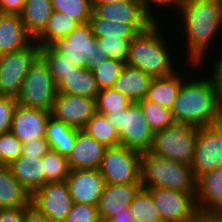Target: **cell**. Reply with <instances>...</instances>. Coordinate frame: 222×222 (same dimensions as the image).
I'll return each instance as SVG.
<instances>
[{"instance_id": "6da1fadb", "label": "cell", "mask_w": 222, "mask_h": 222, "mask_svg": "<svg viewBox=\"0 0 222 222\" xmlns=\"http://www.w3.org/2000/svg\"><path fill=\"white\" fill-rule=\"evenodd\" d=\"M179 14L184 22L188 62L201 66L222 27V0H188Z\"/></svg>"}, {"instance_id": "7a4b0ae2", "label": "cell", "mask_w": 222, "mask_h": 222, "mask_svg": "<svg viewBox=\"0 0 222 222\" xmlns=\"http://www.w3.org/2000/svg\"><path fill=\"white\" fill-rule=\"evenodd\" d=\"M210 78L183 82L171 108L176 123L197 127L217 122L219 108V86L212 71Z\"/></svg>"}, {"instance_id": "3957f363", "label": "cell", "mask_w": 222, "mask_h": 222, "mask_svg": "<svg viewBox=\"0 0 222 222\" xmlns=\"http://www.w3.org/2000/svg\"><path fill=\"white\" fill-rule=\"evenodd\" d=\"M158 22L151 24L145 31L137 33L129 43L127 65L138 68L153 78L167 77L174 74L169 45ZM170 51V52H169Z\"/></svg>"}, {"instance_id": "277c9868", "label": "cell", "mask_w": 222, "mask_h": 222, "mask_svg": "<svg viewBox=\"0 0 222 222\" xmlns=\"http://www.w3.org/2000/svg\"><path fill=\"white\" fill-rule=\"evenodd\" d=\"M143 188H165L196 195V178L191 165L168 160L151 152L141 153Z\"/></svg>"}, {"instance_id": "5b68a950", "label": "cell", "mask_w": 222, "mask_h": 222, "mask_svg": "<svg viewBox=\"0 0 222 222\" xmlns=\"http://www.w3.org/2000/svg\"><path fill=\"white\" fill-rule=\"evenodd\" d=\"M198 129L199 127L194 125L175 123L157 131L149 152L168 160L192 165Z\"/></svg>"}, {"instance_id": "8992f818", "label": "cell", "mask_w": 222, "mask_h": 222, "mask_svg": "<svg viewBox=\"0 0 222 222\" xmlns=\"http://www.w3.org/2000/svg\"><path fill=\"white\" fill-rule=\"evenodd\" d=\"M48 46L79 68L93 70L98 63L108 59L97 50V38L89 22L80 24L68 36L58 38Z\"/></svg>"}, {"instance_id": "52a82bcc", "label": "cell", "mask_w": 222, "mask_h": 222, "mask_svg": "<svg viewBox=\"0 0 222 222\" xmlns=\"http://www.w3.org/2000/svg\"><path fill=\"white\" fill-rule=\"evenodd\" d=\"M106 117L118 131L122 146L140 153L150 151L154 132L150 129L138 102H132L126 109L113 111Z\"/></svg>"}, {"instance_id": "ba28073f", "label": "cell", "mask_w": 222, "mask_h": 222, "mask_svg": "<svg viewBox=\"0 0 222 222\" xmlns=\"http://www.w3.org/2000/svg\"><path fill=\"white\" fill-rule=\"evenodd\" d=\"M57 93L49 67L39 57L25 76L16 101L23 107L51 112Z\"/></svg>"}, {"instance_id": "9c48e42d", "label": "cell", "mask_w": 222, "mask_h": 222, "mask_svg": "<svg viewBox=\"0 0 222 222\" xmlns=\"http://www.w3.org/2000/svg\"><path fill=\"white\" fill-rule=\"evenodd\" d=\"M98 170L106 184L141 183V153L122 145L106 148Z\"/></svg>"}, {"instance_id": "30bf717a", "label": "cell", "mask_w": 222, "mask_h": 222, "mask_svg": "<svg viewBox=\"0 0 222 222\" xmlns=\"http://www.w3.org/2000/svg\"><path fill=\"white\" fill-rule=\"evenodd\" d=\"M39 44L0 56V96L17 98L30 67L40 57Z\"/></svg>"}, {"instance_id": "8fae6325", "label": "cell", "mask_w": 222, "mask_h": 222, "mask_svg": "<svg viewBox=\"0 0 222 222\" xmlns=\"http://www.w3.org/2000/svg\"><path fill=\"white\" fill-rule=\"evenodd\" d=\"M162 221L193 222L199 214L196 195L165 188H146Z\"/></svg>"}, {"instance_id": "7c38bea8", "label": "cell", "mask_w": 222, "mask_h": 222, "mask_svg": "<svg viewBox=\"0 0 222 222\" xmlns=\"http://www.w3.org/2000/svg\"><path fill=\"white\" fill-rule=\"evenodd\" d=\"M222 167V130L216 125L199 127L194 160L191 165L196 180Z\"/></svg>"}, {"instance_id": "4fadbf2b", "label": "cell", "mask_w": 222, "mask_h": 222, "mask_svg": "<svg viewBox=\"0 0 222 222\" xmlns=\"http://www.w3.org/2000/svg\"><path fill=\"white\" fill-rule=\"evenodd\" d=\"M73 204L65 181L46 183L31 195V205L45 214L51 222H62Z\"/></svg>"}, {"instance_id": "5bb4252c", "label": "cell", "mask_w": 222, "mask_h": 222, "mask_svg": "<svg viewBox=\"0 0 222 222\" xmlns=\"http://www.w3.org/2000/svg\"><path fill=\"white\" fill-rule=\"evenodd\" d=\"M97 113L96 99L57 93L51 116L78 130Z\"/></svg>"}, {"instance_id": "9a60e30c", "label": "cell", "mask_w": 222, "mask_h": 222, "mask_svg": "<svg viewBox=\"0 0 222 222\" xmlns=\"http://www.w3.org/2000/svg\"><path fill=\"white\" fill-rule=\"evenodd\" d=\"M74 203L98 206L106 182L98 169L71 170L65 180Z\"/></svg>"}, {"instance_id": "2e32d148", "label": "cell", "mask_w": 222, "mask_h": 222, "mask_svg": "<svg viewBox=\"0 0 222 222\" xmlns=\"http://www.w3.org/2000/svg\"><path fill=\"white\" fill-rule=\"evenodd\" d=\"M98 18L131 25L138 33L145 31L154 22L143 11L139 0L130 2L93 4L92 11Z\"/></svg>"}, {"instance_id": "e0dca14e", "label": "cell", "mask_w": 222, "mask_h": 222, "mask_svg": "<svg viewBox=\"0 0 222 222\" xmlns=\"http://www.w3.org/2000/svg\"><path fill=\"white\" fill-rule=\"evenodd\" d=\"M51 116L50 112L16 106L13 117L11 132L24 144L32 140L46 137V123Z\"/></svg>"}, {"instance_id": "ac0fdd59", "label": "cell", "mask_w": 222, "mask_h": 222, "mask_svg": "<svg viewBox=\"0 0 222 222\" xmlns=\"http://www.w3.org/2000/svg\"><path fill=\"white\" fill-rule=\"evenodd\" d=\"M141 188V183L106 184L97 206L99 216L110 219L125 212Z\"/></svg>"}, {"instance_id": "d6986e66", "label": "cell", "mask_w": 222, "mask_h": 222, "mask_svg": "<svg viewBox=\"0 0 222 222\" xmlns=\"http://www.w3.org/2000/svg\"><path fill=\"white\" fill-rule=\"evenodd\" d=\"M106 147L84 130L76 132L75 145L67 157L71 170L99 169Z\"/></svg>"}, {"instance_id": "ffe728a7", "label": "cell", "mask_w": 222, "mask_h": 222, "mask_svg": "<svg viewBox=\"0 0 222 222\" xmlns=\"http://www.w3.org/2000/svg\"><path fill=\"white\" fill-rule=\"evenodd\" d=\"M196 205L199 213L222 212V167L197 179Z\"/></svg>"}, {"instance_id": "44dd1931", "label": "cell", "mask_w": 222, "mask_h": 222, "mask_svg": "<svg viewBox=\"0 0 222 222\" xmlns=\"http://www.w3.org/2000/svg\"><path fill=\"white\" fill-rule=\"evenodd\" d=\"M34 39L28 34L20 15H0V56L28 47Z\"/></svg>"}, {"instance_id": "7402d4cb", "label": "cell", "mask_w": 222, "mask_h": 222, "mask_svg": "<svg viewBox=\"0 0 222 222\" xmlns=\"http://www.w3.org/2000/svg\"><path fill=\"white\" fill-rule=\"evenodd\" d=\"M10 168L14 178L32 195L45 185L42 157H24L12 161Z\"/></svg>"}, {"instance_id": "603a6c76", "label": "cell", "mask_w": 222, "mask_h": 222, "mask_svg": "<svg viewBox=\"0 0 222 222\" xmlns=\"http://www.w3.org/2000/svg\"><path fill=\"white\" fill-rule=\"evenodd\" d=\"M154 78L138 68L125 65L113 88L120 91L132 102L144 100Z\"/></svg>"}, {"instance_id": "cb8c5ba5", "label": "cell", "mask_w": 222, "mask_h": 222, "mask_svg": "<svg viewBox=\"0 0 222 222\" xmlns=\"http://www.w3.org/2000/svg\"><path fill=\"white\" fill-rule=\"evenodd\" d=\"M31 194L14 178L8 166L0 167V209L27 208Z\"/></svg>"}, {"instance_id": "d4e9b609", "label": "cell", "mask_w": 222, "mask_h": 222, "mask_svg": "<svg viewBox=\"0 0 222 222\" xmlns=\"http://www.w3.org/2000/svg\"><path fill=\"white\" fill-rule=\"evenodd\" d=\"M53 11L52 0H26L20 17L34 40L45 30Z\"/></svg>"}, {"instance_id": "484cf974", "label": "cell", "mask_w": 222, "mask_h": 222, "mask_svg": "<svg viewBox=\"0 0 222 222\" xmlns=\"http://www.w3.org/2000/svg\"><path fill=\"white\" fill-rule=\"evenodd\" d=\"M176 71L167 77L154 78L150 84L146 100L171 109L179 90L185 81L183 73ZM180 75V76H179Z\"/></svg>"}, {"instance_id": "4316f807", "label": "cell", "mask_w": 222, "mask_h": 222, "mask_svg": "<svg viewBox=\"0 0 222 222\" xmlns=\"http://www.w3.org/2000/svg\"><path fill=\"white\" fill-rule=\"evenodd\" d=\"M58 93L96 99L99 88L92 70L79 68L63 79L57 86Z\"/></svg>"}, {"instance_id": "83f0119b", "label": "cell", "mask_w": 222, "mask_h": 222, "mask_svg": "<svg viewBox=\"0 0 222 222\" xmlns=\"http://www.w3.org/2000/svg\"><path fill=\"white\" fill-rule=\"evenodd\" d=\"M77 130L50 116L46 123L45 137L50 145V149L62 156L68 157L75 145Z\"/></svg>"}, {"instance_id": "f1b7e54d", "label": "cell", "mask_w": 222, "mask_h": 222, "mask_svg": "<svg viewBox=\"0 0 222 222\" xmlns=\"http://www.w3.org/2000/svg\"><path fill=\"white\" fill-rule=\"evenodd\" d=\"M80 24L59 11H53L45 30L35 39L40 47L72 33Z\"/></svg>"}, {"instance_id": "f546056e", "label": "cell", "mask_w": 222, "mask_h": 222, "mask_svg": "<svg viewBox=\"0 0 222 222\" xmlns=\"http://www.w3.org/2000/svg\"><path fill=\"white\" fill-rule=\"evenodd\" d=\"M82 130L106 148L121 145L120 135L116 128L109 123L106 115L96 113Z\"/></svg>"}, {"instance_id": "4dcf8cb0", "label": "cell", "mask_w": 222, "mask_h": 222, "mask_svg": "<svg viewBox=\"0 0 222 222\" xmlns=\"http://www.w3.org/2000/svg\"><path fill=\"white\" fill-rule=\"evenodd\" d=\"M134 222H162L151 193L141 188L130 205Z\"/></svg>"}, {"instance_id": "1f68e13d", "label": "cell", "mask_w": 222, "mask_h": 222, "mask_svg": "<svg viewBox=\"0 0 222 222\" xmlns=\"http://www.w3.org/2000/svg\"><path fill=\"white\" fill-rule=\"evenodd\" d=\"M89 23L95 37H120L132 39L138 32L129 24L98 18L93 12Z\"/></svg>"}, {"instance_id": "d6a6232c", "label": "cell", "mask_w": 222, "mask_h": 222, "mask_svg": "<svg viewBox=\"0 0 222 222\" xmlns=\"http://www.w3.org/2000/svg\"><path fill=\"white\" fill-rule=\"evenodd\" d=\"M40 57L48 65L50 74L57 86L65 77L79 69V67L65 59V56L55 53L49 46L41 47Z\"/></svg>"}, {"instance_id": "836d02e7", "label": "cell", "mask_w": 222, "mask_h": 222, "mask_svg": "<svg viewBox=\"0 0 222 222\" xmlns=\"http://www.w3.org/2000/svg\"><path fill=\"white\" fill-rule=\"evenodd\" d=\"M45 172V184L52 182H64L70 175V165L67 157L50 150L42 157Z\"/></svg>"}, {"instance_id": "e575fe53", "label": "cell", "mask_w": 222, "mask_h": 222, "mask_svg": "<svg viewBox=\"0 0 222 222\" xmlns=\"http://www.w3.org/2000/svg\"><path fill=\"white\" fill-rule=\"evenodd\" d=\"M138 103L141 105L149 127L154 133L176 123L171 109L150 102L146 99L141 100Z\"/></svg>"}, {"instance_id": "d590c367", "label": "cell", "mask_w": 222, "mask_h": 222, "mask_svg": "<svg viewBox=\"0 0 222 222\" xmlns=\"http://www.w3.org/2000/svg\"><path fill=\"white\" fill-rule=\"evenodd\" d=\"M54 11L62 12L79 24L89 22L93 4L91 0H52Z\"/></svg>"}, {"instance_id": "8d00e7d4", "label": "cell", "mask_w": 222, "mask_h": 222, "mask_svg": "<svg viewBox=\"0 0 222 222\" xmlns=\"http://www.w3.org/2000/svg\"><path fill=\"white\" fill-rule=\"evenodd\" d=\"M132 101L113 87L100 89L96 98L97 113L107 115L129 107Z\"/></svg>"}, {"instance_id": "74e56055", "label": "cell", "mask_w": 222, "mask_h": 222, "mask_svg": "<svg viewBox=\"0 0 222 222\" xmlns=\"http://www.w3.org/2000/svg\"><path fill=\"white\" fill-rule=\"evenodd\" d=\"M126 63L116 59H106L92 70L99 89L111 88L119 77Z\"/></svg>"}, {"instance_id": "f35d334b", "label": "cell", "mask_w": 222, "mask_h": 222, "mask_svg": "<svg viewBox=\"0 0 222 222\" xmlns=\"http://www.w3.org/2000/svg\"><path fill=\"white\" fill-rule=\"evenodd\" d=\"M96 38L97 50H100L103 56L127 63L129 43L132 39L108 36Z\"/></svg>"}, {"instance_id": "ab89813d", "label": "cell", "mask_w": 222, "mask_h": 222, "mask_svg": "<svg viewBox=\"0 0 222 222\" xmlns=\"http://www.w3.org/2000/svg\"><path fill=\"white\" fill-rule=\"evenodd\" d=\"M23 143L11 132L0 134V167L22 156Z\"/></svg>"}, {"instance_id": "60d3db41", "label": "cell", "mask_w": 222, "mask_h": 222, "mask_svg": "<svg viewBox=\"0 0 222 222\" xmlns=\"http://www.w3.org/2000/svg\"><path fill=\"white\" fill-rule=\"evenodd\" d=\"M99 217L97 206L74 203L62 222H97Z\"/></svg>"}, {"instance_id": "b9f144b4", "label": "cell", "mask_w": 222, "mask_h": 222, "mask_svg": "<svg viewBox=\"0 0 222 222\" xmlns=\"http://www.w3.org/2000/svg\"><path fill=\"white\" fill-rule=\"evenodd\" d=\"M16 106L15 98L0 96V134L11 130L13 112Z\"/></svg>"}, {"instance_id": "7bdbcfd3", "label": "cell", "mask_w": 222, "mask_h": 222, "mask_svg": "<svg viewBox=\"0 0 222 222\" xmlns=\"http://www.w3.org/2000/svg\"><path fill=\"white\" fill-rule=\"evenodd\" d=\"M50 150V145L46 138L36 139L23 144L22 156L43 157Z\"/></svg>"}, {"instance_id": "ee69618b", "label": "cell", "mask_w": 222, "mask_h": 222, "mask_svg": "<svg viewBox=\"0 0 222 222\" xmlns=\"http://www.w3.org/2000/svg\"><path fill=\"white\" fill-rule=\"evenodd\" d=\"M188 0H139V2L141 3V6L143 8V11L146 13V15L153 21V22H157L158 20H156L157 18L155 17V15L151 12L153 10H151L149 7L152 5L154 6L155 4L157 5L156 7H168L171 8V6H173V8H176V10H178V12L182 9V7L187 3ZM153 3V4H151ZM175 5V7H174ZM170 6V7H169ZM152 13V14H151Z\"/></svg>"}, {"instance_id": "f6af8a7d", "label": "cell", "mask_w": 222, "mask_h": 222, "mask_svg": "<svg viewBox=\"0 0 222 222\" xmlns=\"http://www.w3.org/2000/svg\"><path fill=\"white\" fill-rule=\"evenodd\" d=\"M26 0H0V10L3 14L20 15Z\"/></svg>"}, {"instance_id": "bcb514c9", "label": "cell", "mask_w": 222, "mask_h": 222, "mask_svg": "<svg viewBox=\"0 0 222 222\" xmlns=\"http://www.w3.org/2000/svg\"><path fill=\"white\" fill-rule=\"evenodd\" d=\"M25 208L18 209H0V222H23Z\"/></svg>"}, {"instance_id": "7dc6e473", "label": "cell", "mask_w": 222, "mask_h": 222, "mask_svg": "<svg viewBox=\"0 0 222 222\" xmlns=\"http://www.w3.org/2000/svg\"><path fill=\"white\" fill-rule=\"evenodd\" d=\"M23 222H51V221L45 214L41 213L30 204L27 208H25V216Z\"/></svg>"}, {"instance_id": "c3c4849f", "label": "cell", "mask_w": 222, "mask_h": 222, "mask_svg": "<svg viewBox=\"0 0 222 222\" xmlns=\"http://www.w3.org/2000/svg\"><path fill=\"white\" fill-rule=\"evenodd\" d=\"M193 222H222V218L217 213H199Z\"/></svg>"}, {"instance_id": "681fc988", "label": "cell", "mask_w": 222, "mask_h": 222, "mask_svg": "<svg viewBox=\"0 0 222 222\" xmlns=\"http://www.w3.org/2000/svg\"><path fill=\"white\" fill-rule=\"evenodd\" d=\"M110 219L112 222H134L130 207L126 208L125 212L118 213Z\"/></svg>"}, {"instance_id": "f907efd6", "label": "cell", "mask_w": 222, "mask_h": 222, "mask_svg": "<svg viewBox=\"0 0 222 222\" xmlns=\"http://www.w3.org/2000/svg\"><path fill=\"white\" fill-rule=\"evenodd\" d=\"M215 60H213L212 72L214 75H222V53L220 55L218 54V57Z\"/></svg>"}, {"instance_id": "816d5d0a", "label": "cell", "mask_w": 222, "mask_h": 222, "mask_svg": "<svg viewBox=\"0 0 222 222\" xmlns=\"http://www.w3.org/2000/svg\"><path fill=\"white\" fill-rule=\"evenodd\" d=\"M92 4H111V3H123L130 2L131 0H91Z\"/></svg>"}, {"instance_id": "f5cc1de1", "label": "cell", "mask_w": 222, "mask_h": 222, "mask_svg": "<svg viewBox=\"0 0 222 222\" xmlns=\"http://www.w3.org/2000/svg\"><path fill=\"white\" fill-rule=\"evenodd\" d=\"M216 125L222 130V103H219Z\"/></svg>"}, {"instance_id": "db71d44e", "label": "cell", "mask_w": 222, "mask_h": 222, "mask_svg": "<svg viewBox=\"0 0 222 222\" xmlns=\"http://www.w3.org/2000/svg\"><path fill=\"white\" fill-rule=\"evenodd\" d=\"M219 86V103H222V75H215Z\"/></svg>"}, {"instance_id": "11a10c76", "label": "cell", "mask_w": 222, "mask_h": 222, "mask_svg": "<svg viewBox=\"0 0 222 222\" xmlns=\"http://www.w3.org/2000/svg\"><path fill=\"white\" fill-rule=\"evenodd\" d=\"M97 222H112L111 219L99 217Z\"/></svg>"}, {"instance_id": "9f6ffc18", "label": "cell", "mask_w": 222, "mask_h": 222, "mask_svg": "<svg viewBox=\"0 0 222 222\" xmlns=\"http://www.w3.org/2000/svg\"><path fill=\"white\" fill-rule=\"evenodd\" d=\"M221 218H222V212H220V213H217Z\"/></svg>"}]
</instances>
